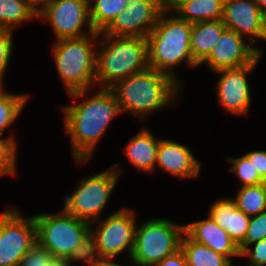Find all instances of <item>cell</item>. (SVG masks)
Here are the masks:
<instances>
[{
  "label": "cell",
  "mask_w": 266,
  "mask_h": 266,
  "mask_svg": "<svg viewBox=\"0 0 266 266\" xmlns=\"http://www.w3.org/2000/svg\"><path fill=\"white\" fill-rule=\"evenodd\" d=\"M184 225L168 219H150L135 228L131 260L137 266H155L180 249Z\"/></svg>",
  "instance_id": "7"
},
{
  "label": "cell",
  "mask_w": 266,
  "mask_h": 266,
  "mask_svg": "<svg viewBox=\"0 0 266 266\" xmlns=\"http://www.w3.org/2000/svg\"><path fill=\"white\" fill-rule=\"evenodd\" d=\"M161 13L158 0H128L126 8L103 33L111 36L146 38Z\"/></svg>",
  "instance_id": "12"
},
{
  "label": "cell",
  "mask_w": 266,
  "mask_h": 266,
  "mask_svg": "<svg viewBox=\"0 0 266 266\" xmlns=\"http://www.w3.org/2000/svg\"><path fill=\"white\" fill-rule=\"evenodd\" d=\"M117 169H119V163L80 181L74 193L65 197L63 210L90 224L99 222L100 213L121 175L120 170Z\"/></svg>",
  "instance_id": "8"
},
{
  "label": "cell",
  "mask_w": 266,
  "mask_h": 266,
  "mask_svg": "<svg viewBox=\"0 0 266 266\" xmlns=\"http://www.w3.org/2000/svg\"><path fill=\"white\" fill-rule=\"evenodd\" d=\"M260 54L252 63L236 67L225 68L215 72L222 75L217 82L216 90L218 102L226 111L232 114H247L251 100L248 74L253 71L259 62Z\"/></svg>",
  "instance_id": "13"
},
{
  "label": "cell",
  "mask_w": 266,
  "mask_h": 266,
  "mask_svg": "<svg viewBox=\"0 0 266 266\" xmlns=\"http://www.w3.org/2000/svg\"><path fill=\"white\" fill-rule=\"evenodd\" d=\"M200 163L187 146L169 139H159L156 164L163 171L182 179L195 178L200 174Z\"/></svg>",
  "instance_id": "16"
},
{
  "label": "cell",
  "mask_w": 266,
  "mask_h": 266,
  "mask_svg": "<svg viewBox=\"0 0 266 266\" xmlns=\"http://www.w3.org/2000/svg\"><path fill=\"white\" fill-rule=\"evenodd\" d=\"M13 32L12 29L0 28V80L2 81L12 54Z\"/></svg>",
  "instance_id": "32"
},
{
  "label": "cell",
  "mask_w": 266,
  "mask_h": 266,
  "mask_svg": "<svg viewBox=\"0 0 266 266\" xmlns=\"http://www.w3.org/2000/svg\"><path fill=\"white\" fill-rule=\"evenodd\" d=\"M50 266H71L66 259H54Z\"/></svg>",
  "instance_id": "38"
},
{
  "label": "cell",
  "mask_w": 266,
  "mask_h": 266,
  "mask_svg": "<svg viewBox=\"0 0 266 266\" xmlns=\"http://www.w3.org/2000/svg\"><path fill=\"white\" fill-rule=\"evenodd\" d=\"M180 249L188 266H230L232 261L209 247L182 236Z\"/></svg>",
  "instance_id": "22"
},
{
  "label": "cell",
  "mask_w": 266,
  "mask_h": 266,
  "mask_svg": "<svg viewBox=\"0 0 266 266\" xmlns=\"http://www.w3.org/2000/svg\"><path fill=\"white\" fill-rule=\"evenodd\" d=\"M224 0H189L175 14L189 23L221 20Z\"/></svg>",
  "instance_id": "21"
},
{
  "label": "cell",
  "mask_w": 266,
  "mask_h": 266,
  "mask_svg": "<svg viewBox=\"0 0 266 266\" xmlns=\"http://www.w3.org/2000/svg\"><path fill=\"white\" fill-rule=\"evenodd\" d=\"M16 149L18 148L14 137L0 138V176L16 175Z\"/></svg>",
  "instance_id": "29"
},
{
  "label": "cell",
  "mask_w": 266,
  "mask_h": 266,
  "mask_svg": "<svg viewBox=\"0 0 266 266\" xmlns=\"http://www.w3.org/2000/svg\"><path fill=\"white\" fill-rule=\"evenodd\" d=\"M258 7L263 11L266 9V0H254Z\"/></svg>",
  "instance_id": "40"
},
{
  "label": "cell",
  "mask_w": 266,
  "mask_h": 266,
  "mask_svg": "<svg viewBox=\"0 0 266 266\" xmlns=\"http://www.w3.org/2000/svg\"><path fill=\"white\" fill-rule=\"evenodd\" d=\"M155 266H188L186 258L181 249L165 257Z\"/></svg>",
  "instance_id": "35"
},
{
  "label": "cell",
  "mask_w": 266,
  "mask_h": 266,
  "mask_svg": "<svg viewBox=\"0 0 266 266\" xmlns=\"http://www.w3.org/2000/svg\"><path fill=\"white\" fill-rule=\"evenodd\" d=\"M100 266H125V265H121V264L119 265L115 263V261L113 260H107V261H103Z\"/></svg>",
  "instance_id": "39"
},
{
  "label": "cell",
  "mask_w": 266,
  "mask_h": 266,
  "mask_svg": "<svg viewBox=\"0 0 266 266\" xmlns=\"http://www.w3.org/2000/svg\"><path fill=\"white\" fill-rule=\"evenodd\" d=\"M244 155L251 161L260 177L266 178V151H251Z\"/></svg>",
  "instance_id": "34"
},
{
  "label": "cell",
  "mask_w": 266,
  "mask_h": 266,
  "mask_svg": "<svg viewBox=\"0 0 266 266\" xmlns=\"http://www.w3.org/2000/svg\"><path fill=\"white\" fill-rule=\"evenodd\" d=\"M237 209L252 217L266 211V195L262 184L244 186L232 198Z\"/></svg>",
  "instance_id": "25"
},
{
  "label": "cell",
  "mask_w": 266,
  "mask_h": 266,
  "mask_svg": "<svg viewBox=\"0 0 266 266\" xmlns=\"http://www.w3.org/2000/svg\"><path fill=\"white\" fill-rule=\"evenodd\" d=\"M227 160L234 164L233 167L229 168V171L238 176V178L242 181V187L262 184L263 179L245 155L239 158L230 157L227 158Z\"/></svg>",
  "instance_id": "28"
},
{
  "label": "cell",
  "mask_w": 266,
  "mask_h": 266,
  "mask_svg": "<svg viewBox=\"0 0 266 266\" xmlns=\"http://www.w3.org/2000/svg\"><path fill=\"white\" fill-rule=\"evenodd\" d=\"M96 48V85L111 88L118 81L149 68L148 43L143 37L111 36L100 32ZM103 44V45H102Z\"/></svg>",
  "instance_id": "3"
},
{
  "label": "cell",
  "mask_w": 266,
  "mask_h": 266,
  "mask_svg": "<svg viewBox=\"0 0 266 266\" xmlns=\"http://www.w3.org/2000/svg\"><path fill=\"white\" fill-rule=\"evenodd\" d=\"M252 244H254L253 250L247 247L240 256L249 257V266H266V238Z\"/></svg>",
  "instance_id": "33"
},
{
  "label": "cell",
  "mask_w": 266,
  "mask_h": 266,
  "mask_svg": "<svg viewBox=\"0 0 266 266\" xmlns=\"http://www.w3.org/2000/svg\"><path fill=\"white\" fill-rule=\"evenodd\" d=\"M187 1L189 0H158V4L162 13L170 14L176 12Z\"/></svg>",
  "instance_id": "36"
},
{
  "label": "cell",
  "mask_w": 266,
  "mask_h": 266,
  "mask_svg": "<svg viewBox=\"0 0 266 266\" xmlns=\"http://www.w3.org/2000/svg\"><path fill=\"white\" fill-rule=\"evenodd\" d=\"M100 36L95 32L81 38L56 40L53 44L58 75L73 99L85 97L87 91L96 86V51L93 48Z\"/></svg>",
  "instance_id": "5"
},
{
  "label": "cell",
  "mask_w": 266,
  "mask_h": 266,
  "mask_svg": "<svg viewBox=\"0 0 266 266\" xmlns=\"http://www.w3.org/2000/svg\"><path fill=\"white\" fill-rule=\"evenodd\" d=\"M184 235L226 256L229 260L232 256L241 257L237 244L230 238L229 234L209 216L207 219L184 225Z\"/></svg>",
  "instance_id": "17"
},
{
  "label": "cell",
  "mask_w": 266,
  "mask_h": 266,
  "mask_svg": "<svg viewBox=\"0 0 266 266\" xmlns=\"http://www.w3.org/2000/svg\"><path fill=\"white\" fill-rule=\"evenodd\" d=\"M211 206L208 216L239 246L244 241L251 217L237 209L231 197L215 201Z\"/></svg>",
  "instance_id": "18"
},
{
  "label": "cell",
  "mask_w": 266,
  "mask_h": 266,
  "mask_svg": "<svg viewBox=\"0 0 266 266\" xmlns=\"http://www.w3.org/2000/svg\"><path fill=\"white\" fill-rule=\"evenodd\" d=\"M264 238H266V211L250 218L244 241L238 246L240 253L252 243Z\"/></svg>",
  "instance_id": "30"
},
{
  "label": "cell",
  "mask_w": 266,
  "mask_h": 266,
  "mask_svg": "<svg viewBox=\"0 0 266 266\" xmlns=\"http://www.w3.org/2000/svg\"><path fill=\"white\" fill-rule=\"evenodd\" d=\"M221 20L240 36L249 35L251 45L257 42L255 38L266 40L262 10L254 0H224Z\"/></svg>",
  "instance_id": "15"
},
{
  "label": "cell",
  "mask_w": 266,
  "mask_h": 266,
  "mask_svg": "<svg viewBox=\"0 0 266 266\" xmlns=\"http://www.w3.org/2000/svg\"><path fill=\"white\" fill-rule=\"evenodd\" d=\"M134 214L132 210L123 207L100 221L95 229L90 224V232L96 239L98 254L103 261L113 260L124 249L131 257L137 227Z\"/></svg>",
  "instance_id": "10"
},
{
  "label": "cell",
  "mask_w": 266,
  "mask_h": 266,
  "mask_svg": "<svg viewBox=\"0 0 266 266\" xmlns=\"http://www.w3.org/2000/svg\"><path fill=\"white\" fill-rule=\"evenodd\" d=\"M262 14H263V24H264V27H265V29H266V9H264V10L262 11Z\"/></svg>",
  "instance_id": "41"
},
{
  "label": "cell",
  "mask_w": 266,
  "mask_h": 266,
  "mask_svg": "<svg viewBox=\"0 0 266 266\" xmlns=\"http://www.w3.org/2000/svg\"><path fill=\"white\" fill-rule=\"evenodd\" d=\"M180 86L171 76L148 68L118 81L111 89L120 112L126 110L141 121L156 110L173 105Z\"/></svg>",
  "instance_id": "2"
},
{
  "label": "cell",
  "mask_w": 266,
  "mask_h": 266,
  "mask_svg": "<svg viewBox=\"0 0 266 266\" xmlns=\"http://www.w3.org/2000/svg\"><path fill=\"white\" fill-rule=\"evenodd\" d=\"M54 259L45 248L36 243L23 256L19 266H50Z\"/></svg>",
  "instance_id": "31"
},
{
  "label": "cell",
  "mask_w": 266,
  "mask_h": 266,
  "mask_svg": "<svg viewBox=\"0 0 266 266\" xmlns=\"http://www.w3.org/2000/svg\"><path fill=\"white\" fill-rule=\"evenodd\" d=\"M226 26L222 20L202 21L192 24L190 48L197 66L203 64L213 50Z\"/></svg>",
  "instance_id": "19"
},
{
  "label": "cell",
  "mask_w": 266,
  "mask_h": 266,
  "mask_svg": "<svg viewBox=\"0 0 266 266\" xmlns=\"http://www.w3.org/2000/svg\"><path fill=\"white\" fill-rule=\"evenodd\" d=\"M262 186H263V188H264L265 195H266V178L263 179V181H262Z\"/></svg>",
  "instance_id": "42"
},
{
  "label": "cell",
  "mask_w": 266,
  "mask_h": 266,
  "mask_svg": "<svg viewBox=\"0 0 266 266\" xmlns=\"http://www.w3.org/2000/svg\"><path fill=\"white\" fill-rule=\"evenodd\" d=\"M89 16L95 32H103L126 8L128 0H89Z\"/></svg>",
  "instance_id": "23"
},
{
  "label": "cell",
  "mask_w": 266,
  "mask_h": 266,
  "mask_svg": "<svg viewBox=\"0 0 266 266\" xmlns=\"http://www.w3.org/2000/svg\"><path fill=\"white\" fill-rule=\"evenodd\" d=\"M31 7L38 13L40 12L45 6L51 4L55 0H27Z\"/></svg>",
  "instance_id": "37"
},
{
  "label": "cell",
  "mask_w": 266,
  "mask_h": 266,
  "mask_svg": "<svg viewBox=\"0 0 266 266\" xmlns=\"http://www.w3.org/2000/svg\"><path fill=\"white\" fill-rule=\"evenodd\" d=\"M37 243L34 217L24 218L18 209L0 215V266H19L27 251Z\"/></svg>",
  "instance_id": "9"
},
{
  "label": "cell",
  "mask_w": 266,
  "mask_h": 266,
  "mask_svg": "<svg viewBox=\"0 0 266 266\" xmlns=\"http://www.w3.org/2000/svg\"><path fill=\"white\" fill-rule=\"evenodd\" d=\"M37 243L55 259L68 260L90 232V223L62 210L59 214L41 213L33 216Z\"/></svg>",
  "instance_id": "6"
},
{
  "label": "cell",
  "mask_w": 266,
  "mask_h": 266,
  "mask_svg": "<svg viewBox=\"0 0 266 266\" xmlns=\"http://www.w3.org/2000/svg\"><path fill=\"white\" fill-rule=\"evenodd\" d=\"M85 261L88 266H100L103 262L98 254L96 239L89 232L81 244L74 250L73 254L68 259L69 264L72 266V262Z\"/></svg>",
  "instance_id": "27"
},
{
  "label": "cell",
  "mask_w": 266,
  "mask_h": 266,
  "mask_svg": "<svg viewBox=\"0 0 266 266\" xmlns=\"http://www.w3.org/2000/svg\"><path fill=\"white\" fill-rule=\"evenodd\" d=\"M86 100L62 107L64 126L77 164H84L92 157L109 123L120 113L116 95L111 88L100 87L97 93L94 92Z\"/></svg>",
  "instance_id": "1"
},
{
  "label": "cell",
  "mask_w": 266,
  "mask_h": 266,
  "mask_svg": "<svg viewBox=\"0 0 266 266\" xmlns=\"http://www.w3.org/2000/svg\"><path fill=\"white\" fill-rule=\"evenodd\" d=\"M2 89H4V88H3V81L0 80V91H1Z\"/></svg>",
  "instance_id": "43"
},
{
  "label": "cell",
  "mask_w": 266,
  "mask_h": 266,
  "mask_svg": "<svg viewBox=\"0 0 266 266\" xmlns=\"http://www.w3.org/2000/svg\"><path fill=\"white\" fill-rule=\"evenodd\" d=\"M28 100L26 94H11L0 91V136L4 134V130L10 127L21 114Z\"/></svg>",
  "instance_id": "26"
},
{
  "label": "cell",
  "mask_w": 266,
  "mask_h": 266,
  "mask_svg": "<svg viewBox=\"0 0 266 266\" xmlns=\"http://www.w3.org/2000/svg\"><path fill=\"white\" fill-rule=\"evenodd\" d=\"M159 140L147 129L141 130L126 144L123 152L135 168L146 172L155 171Z\"/></svg>",
  "instance_id": "20"
},
{
  "label": "cell",
  "mask_w": 266,
  "mask_h": 266,
  "mask_svg": "<svg viewBox=\"0 0 266 266\" xmlns=\"http://www.w3.org/2000/svg\"><path fill=\"white\" fill-rule=\"evenodd\" d=\"M89 0H55L37 13V18L48 22L57 40L81 38L94 34L89 16ZM87 23L88 33L81 31Z\"/></svg>",
  "instance_id": "11"
},
{
  "label": "cell",
  "mask_w": 266,
  "mask_h": 266,
  "mask_svg": "<svg viewBox=\"0 0 266 266\" xmlns=\"http://www.w3.org/2000/svg\"><path fill=\"white\" fill-rule=\"evenodd\" d=\"M37 18L27 0H0V28L15 30L16 24Z\"/></svg>",
  "instance_id": "24"
},
{
  "label": "cell",
  "mask_w": 266,
  "mask_h": 266,
  "mask_svg": "<svg viewBox=\"0 0 266 266\" xmlns=\"http://www.w3.org/2000/svg\"><path fill=\"white\" fill-rule=\"evenodd\" d=\"M167 15L160 14L146 37L149 68L163 72L181 84L173 68L182 61L189 67H198L192 59L190 48L192 23L180 19L176 14L173 17Z\"/></svg>",
  "instance_id": "4"
},
{
  "label": "cell",
  "mask_w": 266,
  "mask_h": 266,
  "mask_svg": "<svg viewBox=\"0 0 266 266\" xmlns=\"http://www.w3.org/2000/svg\"><path fill=\"white\" fill-rule=\"evenodd\" d=\"M244 37L226 28L208 58L203 62L214 72L225 68H236L252 63L263 50L246 44Z\"/></svg>",
  "instance_id": "14"
}]
</instances>
